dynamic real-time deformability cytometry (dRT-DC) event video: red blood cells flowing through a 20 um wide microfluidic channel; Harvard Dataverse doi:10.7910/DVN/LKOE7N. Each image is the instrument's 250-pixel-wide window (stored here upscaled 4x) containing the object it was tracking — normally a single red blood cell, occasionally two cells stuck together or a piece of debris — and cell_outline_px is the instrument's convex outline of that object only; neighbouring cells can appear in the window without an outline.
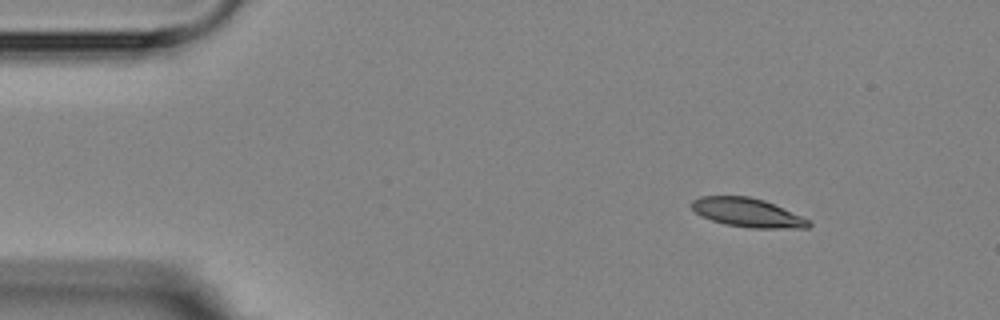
{"species": "Egyptian fruit bat (a non-hibernating species)", "species_latin": "Rousettus aegyptiacus", "temperature_condition": "room temperature", "stored_images_in_passage": 3, "camera_frame_rate_fps": 3000, "um_per_image_px": 0.085, "animal": {"sex": "female"}, "frame": {"image": 1, "passage_image": 1, "time_ms": 0.0, "image_size_px": [1000, 320], "cell_outline_px": [[812, 224], [808, 228], [752, 228], [724, 224], [700, 216], [692, 208], [692, 200], [700, 196], [748, 196], [764, 200], [812, 220]], "centroid_in_image_um": [63.56, 18.08], "position_along_channel_um": 21.4, "area_um2": 19.77}}